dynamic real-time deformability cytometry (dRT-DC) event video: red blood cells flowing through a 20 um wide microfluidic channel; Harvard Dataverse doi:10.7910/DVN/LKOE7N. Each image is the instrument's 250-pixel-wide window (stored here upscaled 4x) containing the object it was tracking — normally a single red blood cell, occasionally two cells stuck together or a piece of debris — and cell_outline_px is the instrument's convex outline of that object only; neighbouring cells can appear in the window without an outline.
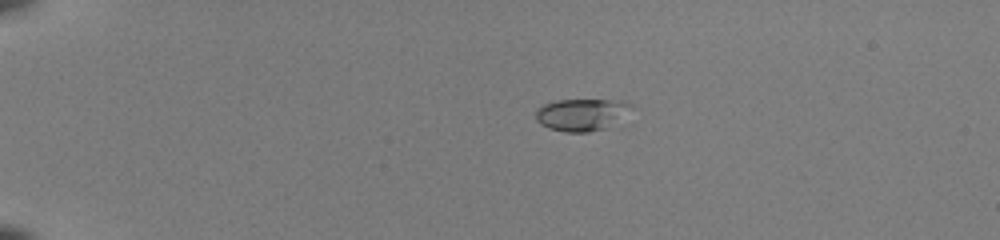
{"species": "common noctule bat (a hibernating species)", "species_latin": "Nyctalus noctula", "temperature_condition": "room temperature", "stored_images_in_passage": 40, "camera_frame_rate_fps": 3000, "um_per_image_px": 0.085, "animal": {"sex": "female", "body_mass_g": 22.0, "forearm_length_mm": 56.7}, "frame": {"image": 1, "passage_image": 1, "time_ms": 0.0, "image_size_px": [1000, 240], "cell_outline_px": [[632, 104], [604, 128], [588, 132], [564, 132], [548, 128], [540, 124], [536, 120], [536, 108], [544, 104], [556, 100], [624, 100]], "centroid_in_image_um": [49.28, 9.73], "position_along_channel_um": 35.7, "area_um2": 17.22}}
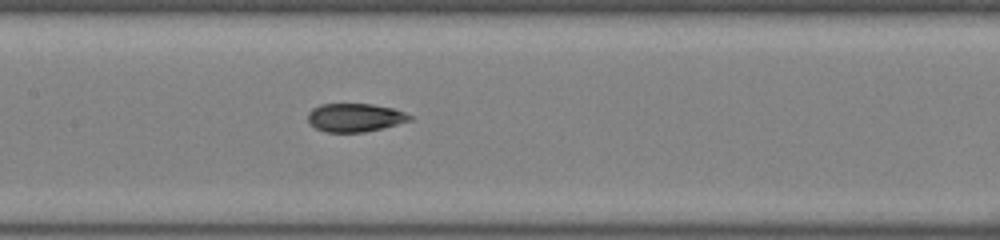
{"frame": {"image": 2, "passage_image": 17, "time_ms": 5.333, "image_size_px": [1000, 240], "cell_outline_px": [[412, 120], [364, 132], [324, 132], [308, 124], [308, 112], [312, 108], [320, 104], [372, 104], [392, 108], [404, 112], [412, 116]], "centroid_in_image_um": [30.12, 9.99], "position_along_channel_um": 177.3, "area_um2": 16.82}}
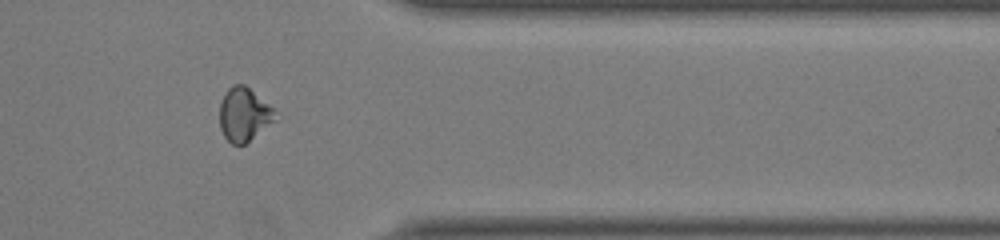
{"frame": {"image": 3, "passage_image": 33, "time_ms": 10.667, "image_size_px": [1000, 240], "cell_outline_px": [[284, 116], [244, 144], [232, 144], [224, 136], [220, 128], [220, 104], [224, 92], [228, 88], [236, 84], [244, 84]], "centroid_in_image_um": [20.82, 9.73], "position_along_channel_um": 390.6, "area_um2": 17.8}, "authors_computed_cell_mechanics": {"area_um2": 17.1088, "velocity_mm_per_s": 4.0948, "shape_relaxation_time_tau1_ms": 7.3187, "shape_relaxation_time_tau2_ms": 1.4937, "deformation_change_tau1": 0.1729, "deformation_change_tau2": 0.0668}}